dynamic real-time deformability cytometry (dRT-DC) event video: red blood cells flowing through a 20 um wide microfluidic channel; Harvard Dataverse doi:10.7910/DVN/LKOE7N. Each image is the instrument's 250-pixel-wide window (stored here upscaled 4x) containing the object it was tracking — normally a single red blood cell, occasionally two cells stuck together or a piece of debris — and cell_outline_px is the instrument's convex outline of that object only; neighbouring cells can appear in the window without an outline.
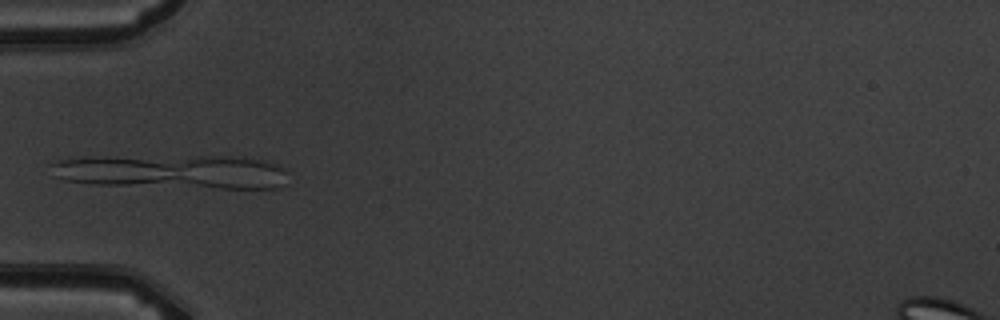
{"species": "common noctule bat (a hibernating species)", "species_latin": "Nyctalus noctula", "temperature_condition": "warm", "stored_images_in_passage": 6, "camera_frame_rate_fps": 3000, "um_per_image_px": 0.085, "animal": {"sex": "male", "body_mass_g": 19.5, "forearm_length_mm": 54.6}, "frame": {"image": 1, "passage_image": 5, "time_ms": 5.667, "image_size_px": [1000, 320], "cell_outline_px": [[288, 184], [276, 188], [220, 188], [92, 184], [64, 180], [56, 176], [52, 164], [52, 160], [68, 156], [244, 156], [264, 160], [280, 164], [284, 168]], "centroid_in_image_um": [14.65, 14.56], "position_along_channel_um": 70.4, "area_um2": 48.15}}